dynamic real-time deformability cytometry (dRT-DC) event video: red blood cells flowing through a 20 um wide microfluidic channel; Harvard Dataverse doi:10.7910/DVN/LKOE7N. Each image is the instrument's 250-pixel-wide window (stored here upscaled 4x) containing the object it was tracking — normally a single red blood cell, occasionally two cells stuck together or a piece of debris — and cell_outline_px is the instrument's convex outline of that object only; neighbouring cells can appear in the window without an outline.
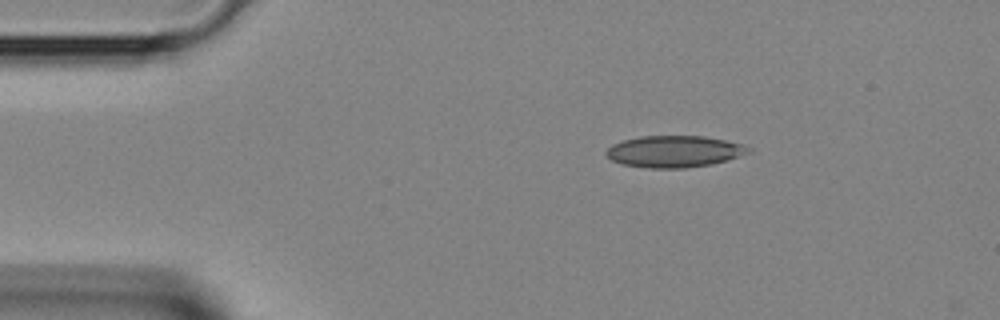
{"species": "Egyptian fruit bat (a non-hibernating species)", "species_latin": "Rousettus aegyptiacus", "temperature_condition": "room temperature", "stored_images_in_passage": 2, "camera_frame_rate_fps": 3000, "um_per_image_px": 0.085, "animal": {"sex": "female"}, "frame": {"image": 1, "passage_image": 1, "time_ms": 0.0, "image_size_px": [1000, 320], "cell_outline_px": [[752, 152], [728, 160], [712, 164], [684, 168], [648, 168], [620, 164], [612, 160], [604, 152], [612, 144], [624, 140], [640, 136], [704, 136], [728, 140], [744, 144], [752, 148]], "centroid_in_image_um": [57.36, 12.87], "position_along_channel_um": 27.6, "area_um2": 26.53}}